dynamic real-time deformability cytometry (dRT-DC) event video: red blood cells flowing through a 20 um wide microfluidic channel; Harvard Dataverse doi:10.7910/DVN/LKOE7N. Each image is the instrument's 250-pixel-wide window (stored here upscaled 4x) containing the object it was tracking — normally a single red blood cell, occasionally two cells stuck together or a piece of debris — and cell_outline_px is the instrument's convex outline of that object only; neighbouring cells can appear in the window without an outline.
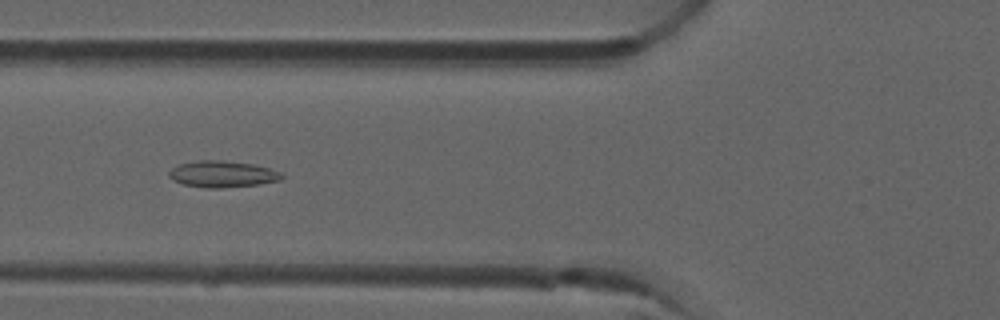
{"species": "common noctule bat (a hibernating species)", "species_latin": "Nyctalus noctula", "temperature_condition": "room temperature", "stored_images_in_passage": 27, "camera_frame_rate_fps": 3000, "um_per_image_px": 0.085, "animal": {"sex": "male", "forearm_length_mm": 52.5}, "frame": {"image": 1, "passage_image": 12, "time_ms": 3.667, "image_size_px": [1000, 320], "cell_outline_px": [[284, 176], [280, 180], [260, 184], [224, 188], [208, 188], [184, 184], [172, 180], [168, 176], [168, 172], [172, 168], [180, 164], [200, 160], [224, 160], [252, 164], [268, 168], [280, 172]], "centroid_in_image_um": [18.9, 14.8], "position_along_channel_um": 106.9, "area_um2": 17.34}}
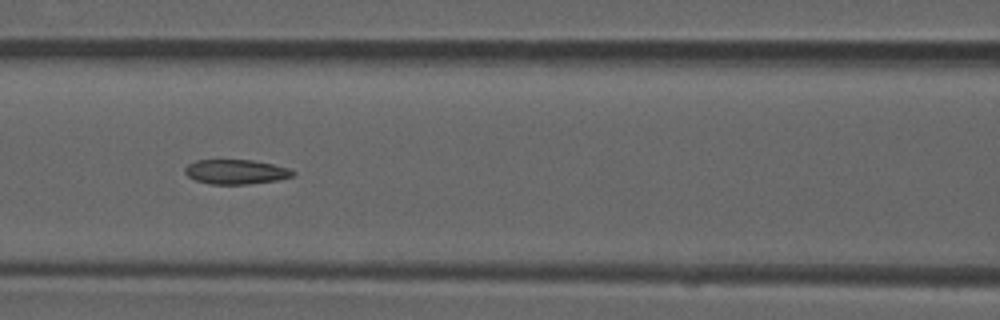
{"frame": {"image": 2, "passage_image": 15, "time_ms": 4.667, "image_size_px": [1000, 320], "cell_outline_px": [[296, 172], [292, 176], [276, 180], [248, 184], [212, 184], [196, 180], [188, 176], [184, 172], [184, 168], [188, 164], [196, 160], [252, 160], [272, 164], [288, 168]], "centroid_in_image_um": [20.03, 14.6], "position_along_channel_um": 146.6, "area_um2": 15.32}}